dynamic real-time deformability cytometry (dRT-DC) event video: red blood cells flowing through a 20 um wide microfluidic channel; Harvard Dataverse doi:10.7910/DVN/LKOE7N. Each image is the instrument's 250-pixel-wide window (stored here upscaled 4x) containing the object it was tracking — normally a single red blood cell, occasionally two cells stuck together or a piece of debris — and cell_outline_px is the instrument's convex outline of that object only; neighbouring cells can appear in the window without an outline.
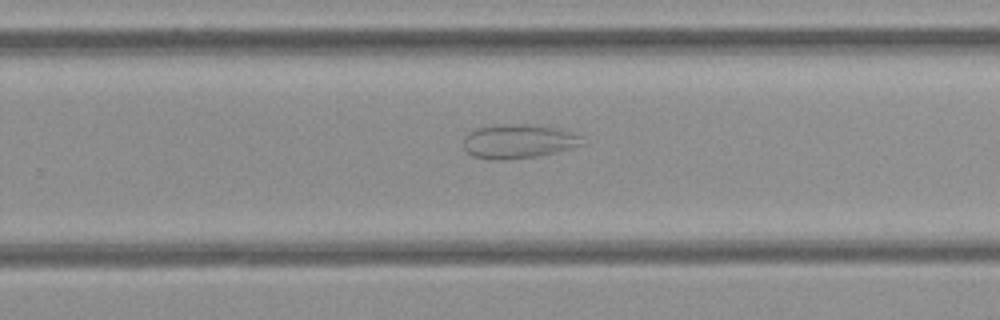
{"species": "common noctule bat (a hibernating species)", "species_latin": "Nyctalus noctula", "temperature_condition": "cold", "stored_images_in_passage": 34, "camera_frame_rate_fps": 3000, "um_per_image_px": 0.085, "animal": {"sex": "female", "body_mass_g": 21.9}, "frame": {"image": 1, "passage_image": 22, "time_ms": 7.0, "image_size_px": [1000, 320], "cell_outline_px": [[584, 144], [572, 148], [536, 156], [508, 160], [488, 160], [472, 156], [464, 148], [464, 136], [468, 132], [476, 128], [512, 124], [536, 124], [560, 128], [576, 132], [584, 136]], "centroid_in_image_um": [44.12, 12.01], "position_along_channel_um": 285.7, "area_um2": 24.04}}
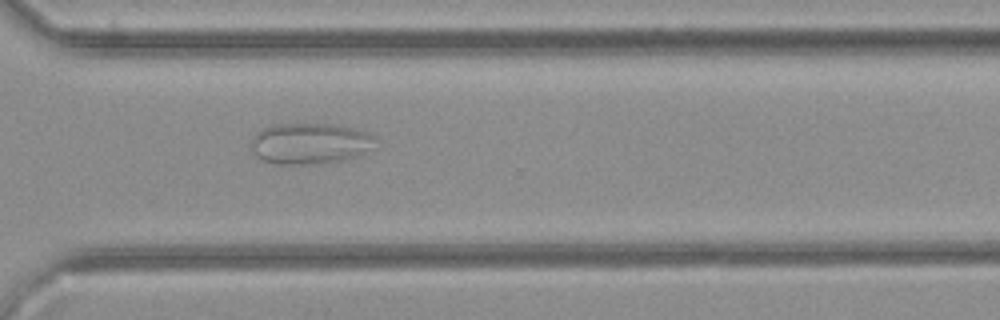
{"frame": {"image": 2, "passage_image": 25, "time_ms": 8.0, "image_size_px": [1000, 320], "cell_outline_px": [[376, 136], [368, 148], [356, 156], [348, 160], [316, 164], [276, 164], [260, 160], [248, 148], [248, 140], [260, 128], [276, 124], [332, 124], [352, 128], [368, 132]], "centroid_in_image_um": [26.21, 12.2], "position_along_channel_um": 344.4, "area_um2": 30.11}}